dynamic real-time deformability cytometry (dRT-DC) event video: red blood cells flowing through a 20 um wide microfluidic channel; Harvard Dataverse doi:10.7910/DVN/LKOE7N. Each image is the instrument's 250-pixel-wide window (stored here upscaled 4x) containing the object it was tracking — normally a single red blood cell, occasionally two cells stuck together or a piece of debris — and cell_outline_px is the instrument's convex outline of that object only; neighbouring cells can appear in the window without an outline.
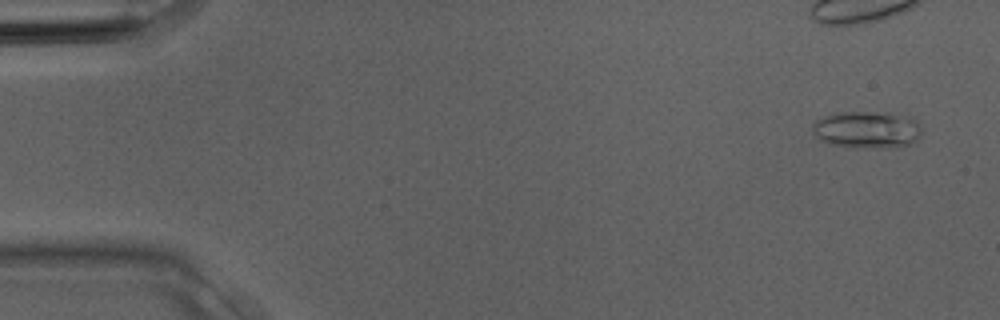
{"species": "Egyptian fruit bat (a non-hibernating species)", "species_latin": "Rousettus aegyptiacus", "temperature_condition": "room temperature", "stored_images_in_passage": 3, "camera_frame_rate_fps": 3000, "um_per_image_px": 0.085, "animal": {"sex": "male"}, "frame": {"image": 1, "passage_image": 1, "time_ms": 0.0, "image_size_px": [1000, 320], "cell_outline_px": [[920, 136], [912, 144], [896, 148], [856, 148], [828, 144], [816, 136], [812, 132], [812, 124], [816, 120], [832, 112], [888, 112], [912, 116], [920, 124]], "centroid_in_image_um": [73.72, 11.02], "position_along_channel_um": 11.3, "area_um2": 24.33}}